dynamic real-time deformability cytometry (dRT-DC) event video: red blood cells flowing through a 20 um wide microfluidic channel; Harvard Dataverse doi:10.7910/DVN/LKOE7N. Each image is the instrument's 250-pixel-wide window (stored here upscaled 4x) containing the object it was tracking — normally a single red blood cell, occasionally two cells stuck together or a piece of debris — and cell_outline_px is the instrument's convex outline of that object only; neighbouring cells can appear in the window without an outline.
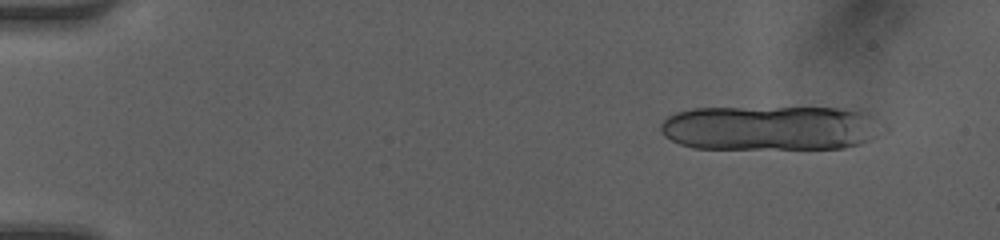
{"species": "human", "species_latin": "Homo sapiens", "temperature_condition": "room temperature", "stored_images_in_passage": 11, "segment_of_instrument_passage": [1, 2], "camera_frame_rate_fps": 3000, "um_per_image_px": 0.085, "donor": {"sex": "female"}, "frame": {"image": 1, "passage_image": 3, "time_ms": 0.667, "image_size_px": [1000, 240], "cell_outline_px": [[888, 132], [860, 144], [844, 148], [692, 148], [680, 144], [664, 136], [660, 132], [660, 124], [668, 116], [676, 112], [692, 108], [864, 108], [888, 128]], "centroid_in_image_um": [65.62, 10.86], "position_along_channel_um": 19.4, "area_um2": 59.13}}